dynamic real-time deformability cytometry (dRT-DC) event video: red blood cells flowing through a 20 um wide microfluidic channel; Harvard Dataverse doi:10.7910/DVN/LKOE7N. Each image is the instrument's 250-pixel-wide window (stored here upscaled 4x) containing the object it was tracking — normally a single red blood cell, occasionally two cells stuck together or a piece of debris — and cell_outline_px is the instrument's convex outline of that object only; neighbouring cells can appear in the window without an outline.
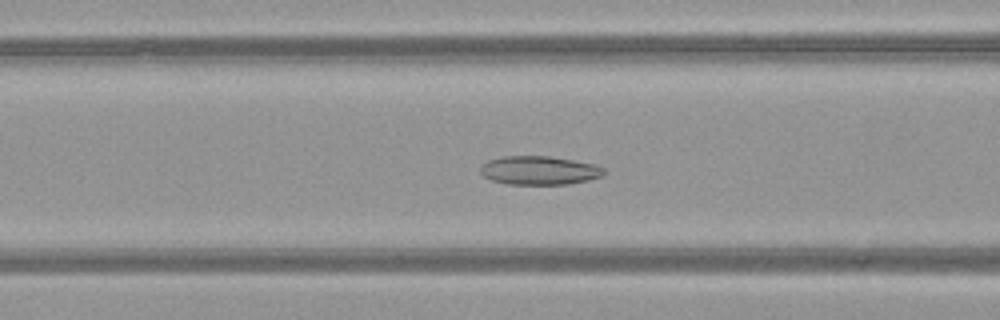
{"species": "common noctule bat (a hibernating species)", "species_latin": "Nyctalus noctula", "temperature_condition": "warm", "stored_images_in_passage": 52, "camera_frame_rate_fps": 3000, "um_per_image_px": 0.085, "animal": {"sex": "female", "body_mass_g": 21.9}, "frame": {"image": 1, "passage_image": 21, "time_ms": 6.667, "image_size_px": [1000, 320], "cell_outline_px": [[604, 176], [588, 180], [568, 184], [508, 184], [492, 180], [484, 176], [480, 172], [480, 168], [488, 160], [504, 156], [548, 156], [572, 160], [592, 164], [604, 168]], "centroid_in_image_um": [45.83, 14.49], "position_along_channel_um": 120.8, "area_um2": 20.46}}
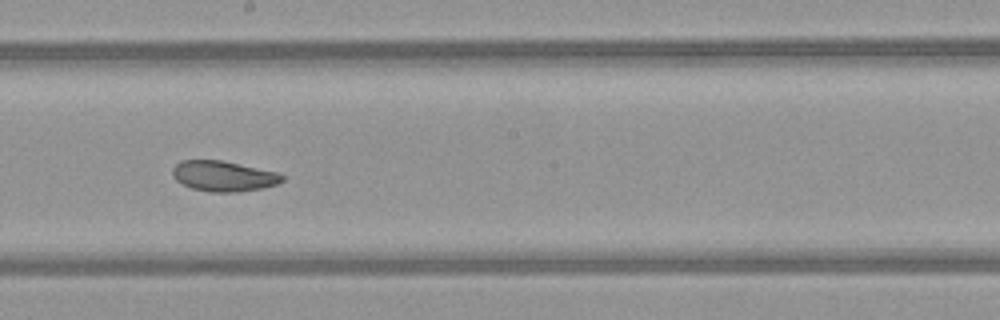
{"frame": {"image": 2, "passage_image": 29, "time_ms": 9.333, "image_size_px": [1000, 320], "cell_outline_px": [[284, 180], [276, 184], [264, 188], [236, 192], [212, 192], [192, 188], [176, 180], [172, 176], [172, 168], [180, 160], [220, 160], [280, 172], [284, 176]], "centroid_in_image_um": [19.02, 14.96], "position_along_channel_um": 229.2, "area_um2": 19.54}}
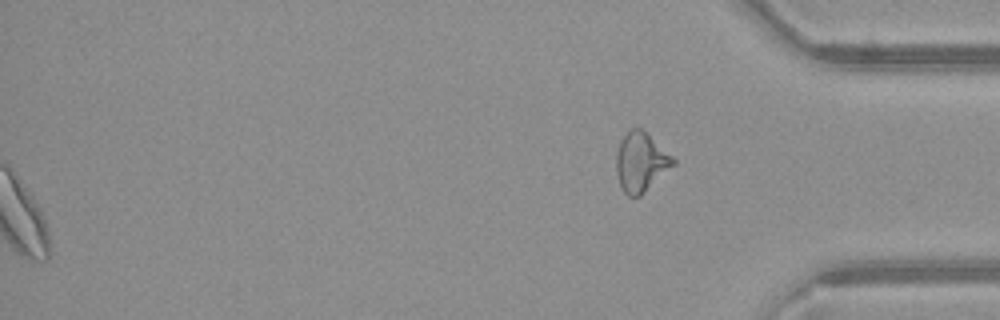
{"frame": {"image": 3, "passage_image": 52, "time_ms": 17.0, "image_size_px": [1000, 320], "cell_outline_px": [[676, 164], [640, 196], [628, 196], [624, 192], [620, 184], [616, 172], [616, 156], [620, 140], [632, 128], [640, 128], [672, 156], [676, 160]], "centroid_in_image_um": [54.47, 13.8], "position_along_channel_um": 380.7, "area_um2": 19.31}, "authors_computed_cell_mechanics": {"area_um2": 22.3975, "velocity_mm_per_s": 4.0611, "shape_relaxation_time_tau1_ms": 9.3037, "shape_relaxation_time_tau2_ms": 5.6619, "deformation_change_tau1": 0.1654, "deformation_change_tau2": 0.1102}}